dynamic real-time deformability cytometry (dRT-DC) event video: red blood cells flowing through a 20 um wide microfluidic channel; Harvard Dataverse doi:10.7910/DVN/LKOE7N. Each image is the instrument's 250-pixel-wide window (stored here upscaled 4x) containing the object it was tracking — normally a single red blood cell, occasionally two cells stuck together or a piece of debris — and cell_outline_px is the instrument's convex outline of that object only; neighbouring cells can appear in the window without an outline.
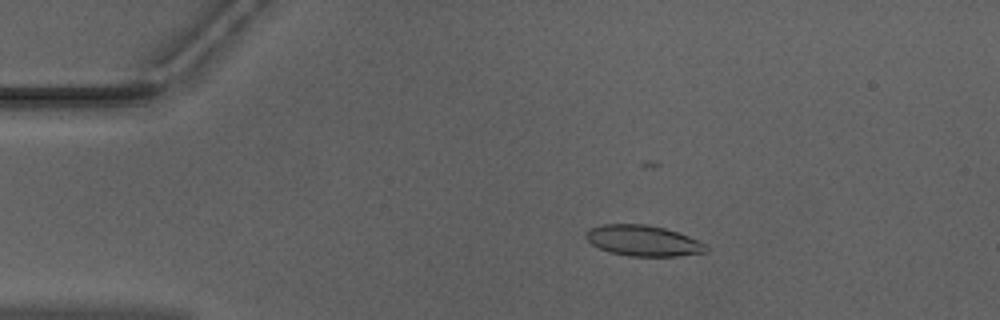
{"species": "Egyptian fruit bat (a non-hibernating species)", "species_latin": "Rousettus aegyptiacus", "temperature_condition": "warm", "stored_images_in_passage": 47, "camera_frame_rate_fps": 3000, "um_per_image_px": 0.085, "animal": {"sex": "male"}, "frame": {"image": 1, "passage_image": 10, "time_ms": 3.0, "image_size_px": [1000, 320], "cell_outline_px": [[708, 248], [704, 252], [676, 256], [628, 256], [608, 252], [592, 244], [584, 236], [584, 232], [588, 228], [600, 224], [648, 224], [664, 228], [688, 236], [708, 244]], "centroid_in_image_um": [54.62, 20.45], "position_along_channel_um": 30.4, "area_um2": 21.68}}
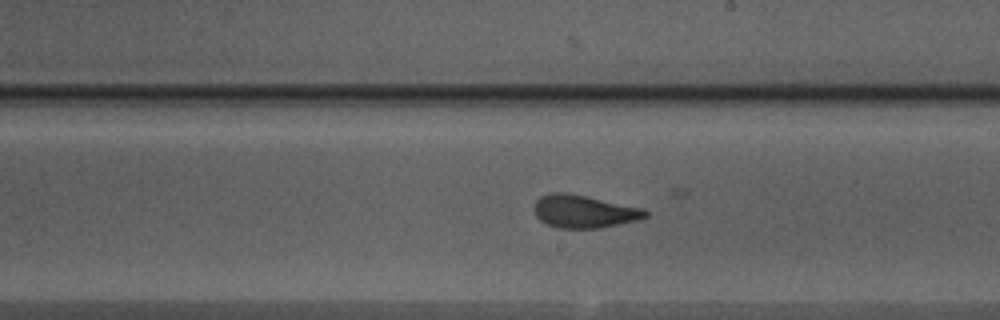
{"frame": {"image": 2, "passage_image": 30, "time_ms": 9.667, "image_size_px": [1000, 320], "cell_outline_px": [[648, 216], [640, 220], [600, 228], [556, 228], [540, 220], [536, 216], [532, 208], [536, 200], [540, 196], [548, 192], [568, 192], [644, 208], [648, 212]], "centroid_in_image_um": [49.63, 17.96], "position_along_channel_um": 239.4, "area_um2": 21.68}}
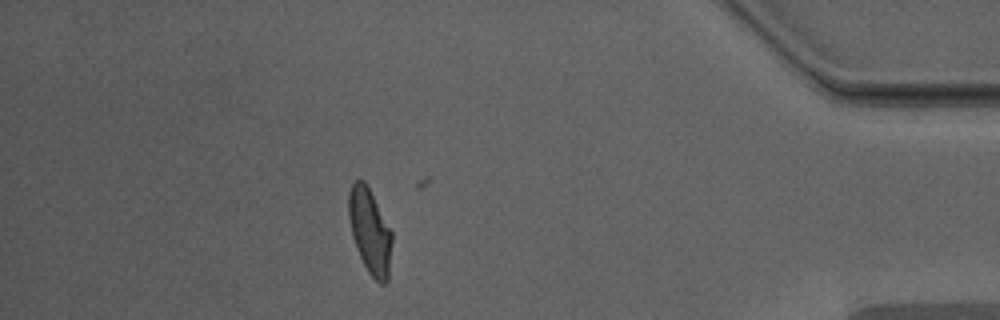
{"frame": {"image": 3, "passage_image": 46, "time_ms": 15.0, "image_size_px": [1000, 320], "cell_outline_px": [[392, 240], [388, 280], [384, 284], [380, 284], [368, 272], [356, 248], [352, 236], [348, 216], [348, 196], [352, 184], [356, 180], [364, 180], [392, 232]], "centroid_in_image_um": [31.43, 19.67], "position_along_channel_um": 403.8, "area_um2": 21.21}, "authors_computed_cell_mechanics": {"area_um2": 21.3282, "velocity_mm_per_s": 3.9568, "shape_relaxation_time_tau1_ms": 9.7549, "shape_relaxation_time_tau2_ms": 1.5688, "deformation_change_tau1": 0.2258, "deformation_change_tau2": 0.0685}}